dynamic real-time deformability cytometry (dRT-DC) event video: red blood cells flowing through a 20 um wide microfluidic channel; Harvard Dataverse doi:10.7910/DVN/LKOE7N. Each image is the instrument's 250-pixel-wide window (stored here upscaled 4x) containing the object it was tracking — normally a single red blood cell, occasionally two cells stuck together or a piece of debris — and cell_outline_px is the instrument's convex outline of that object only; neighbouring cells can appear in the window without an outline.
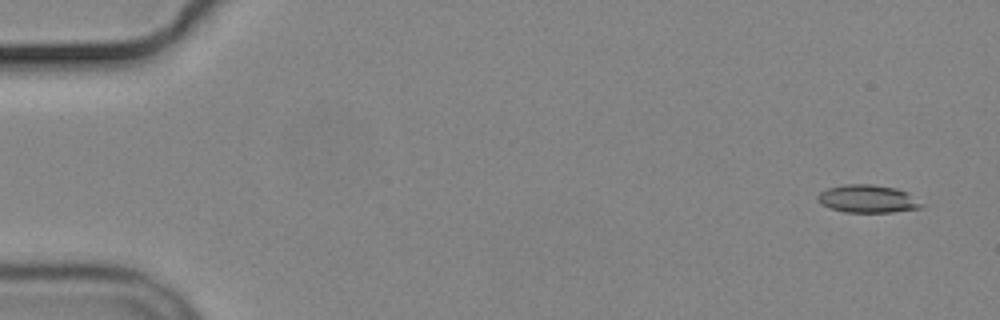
{"species": "common noctule bat (a hibernating species)", "species_latin": "Nyctalus noctula", "temperature_condition": "cold", "stored_images_in_passage": 5, "camera_frame_rate_fps": 3000, "um_per_image_px": 0.085, "animal": {"sex": "male", "body_mass_g": 19.2, "forearm_length_mm": 51.8}, "frame": {"image": 1, "passage_image": 1, "time_ms": 0.0, "image_size_px": [1000, 320], "cell_outline_px": [[924, 204], [920, 208], [892, 212], [844, 212], [820, 204], [816, 196], [820, 192], [828, 188], [844, 184], [872, 184], [896, 188], [908, 192]], "centroid_in_image_um": [73.76, 16.89], "position_along_channel_um": 11.2, "area_um2": 16.88}}
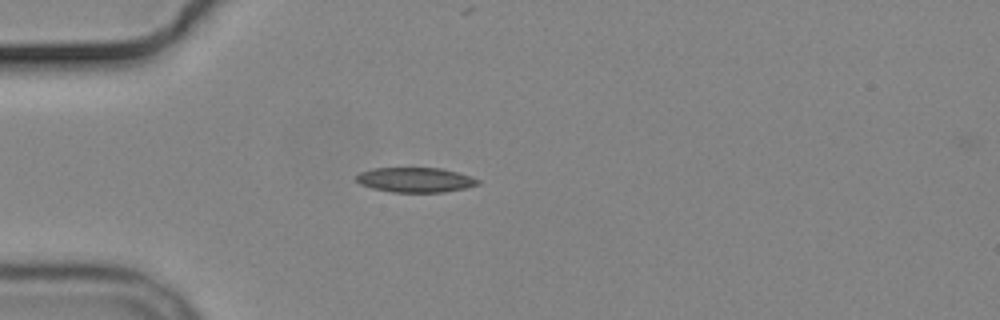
{"frame": {"image": 2, "passage_image": 4, "time_ms": 4.333, "image_size_px": [1000, 320], "cell_outline_px": [[480, 184], [464, 188], [444, 192], [392, 192], [372, 188], [360, 184], [356, 180], [356, 176], [360, 172], [372, 168], [440, 168], [456, 172], [480, 180]], "centroid_in_image_um": [35.27, 15.29], "position_along_channel_um": 49.7, "area_um2": 17.46}}